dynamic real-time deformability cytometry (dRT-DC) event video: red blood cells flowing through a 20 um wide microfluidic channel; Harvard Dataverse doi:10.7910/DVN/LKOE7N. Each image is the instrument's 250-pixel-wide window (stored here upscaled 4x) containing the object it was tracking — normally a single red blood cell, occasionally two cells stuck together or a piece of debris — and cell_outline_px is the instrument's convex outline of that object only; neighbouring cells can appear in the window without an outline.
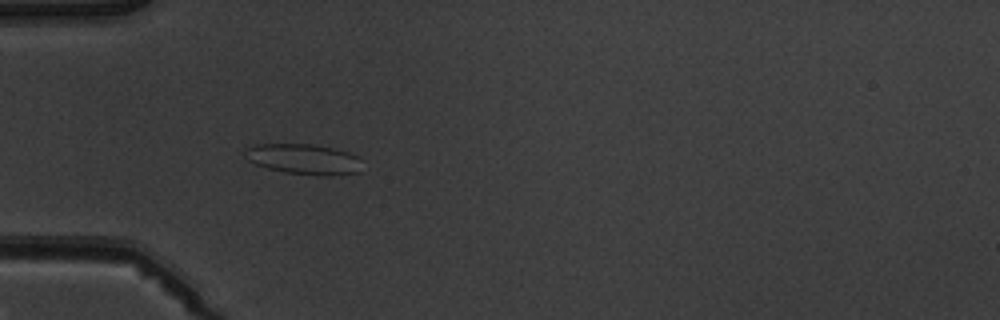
{"species": "common noctule bat (a hibernating species)", "species_latin": "Nyctalus noctula", "temperature_condition": "warm", "stored_images_in_passage": 3, "camera_frame_rate_fps": 3000, "um_per_image_px": 0.085, "animal": {"sex": "male", "body_mass_g": 19.5, "forearm_length_mm": 54.6}, "frame": {"image": 1, "passage_image": 3, "time_ms": 3.333, "image_size_px": [1000, 320], "cell_outline_px": [[360, 172], [328, 176], [320, 176], [284, 172], [268, 168], [256, 164], [248, 160], [244, 152], [244, 148], [256, 144], [312, 144], [332, 148], [348, 152], [356, 156]], "centroid_in_image_um": [25.76, 13.52], "position_along_channel_um": 59.2, "area_um2": 20.58}}